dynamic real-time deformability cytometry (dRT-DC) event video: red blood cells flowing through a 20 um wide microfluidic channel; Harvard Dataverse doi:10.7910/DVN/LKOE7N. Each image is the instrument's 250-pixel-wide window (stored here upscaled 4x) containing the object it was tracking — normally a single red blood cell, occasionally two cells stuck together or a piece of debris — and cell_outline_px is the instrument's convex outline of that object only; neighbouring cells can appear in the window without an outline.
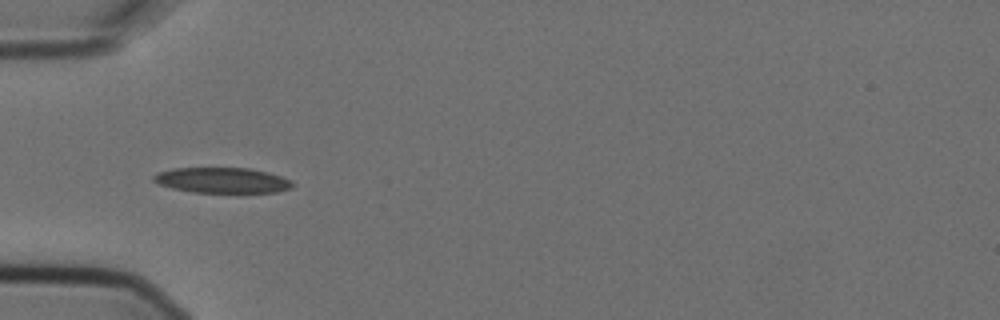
{"species": "Egyptian fruit bat (a non-hibernating species)", "species_latin": "Rousettus aegyptiacus", "temperature_condition": "cold", "stored_images_in_passage": 6, "camera_frame_rate_fps": 3000, "um_per_image_px": 0.085, "animal": {"sex": "female"}, "frame": {"image": 1, "passage_image": 4, "time_ms": 1.0, "image_size_px": [1000, 320], "cell_outline_px": [[296, 184], [292, 188], [276, 192], [192, 192], [172, 188], [160, 184], [152, 180], [152, 176], [156, 172], [172, 168], [248, 168], [268, 172], [292, 180]], "centroid_in_image_um": [18.89, 15.32], "position_along_channel_um": 66.1, "area_um2": 20.69}}
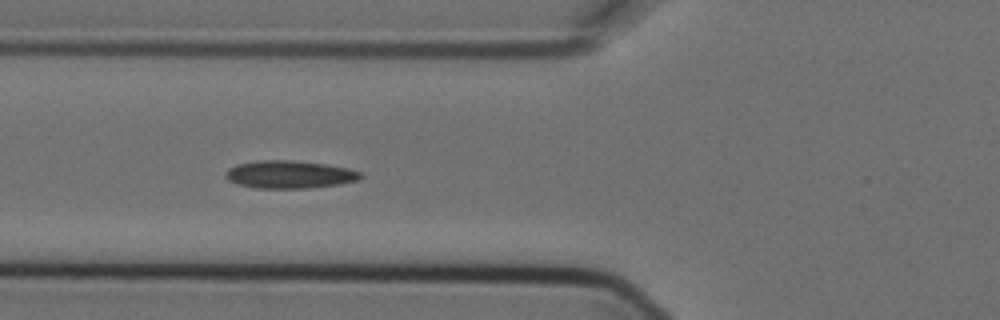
{"frame": {"image": 2, "passage_image": 5, "time_ms": 1.333, "image_size_px": [1000, 320], "cell_outline_px": [[364, 176], [356, 180], [340, 184], [308, 188], [252, 188], [236, 184], [228, 180], [224, 176], [224, 172], [228, 168], [236, 164], [256, 160], [292, 160], [328, 164], [348, 168], [360, 172]], "centroid_in_image_um": [24.55, 14.82], "position_along_channel_um": 101.2, "area_um2": 22.14}}
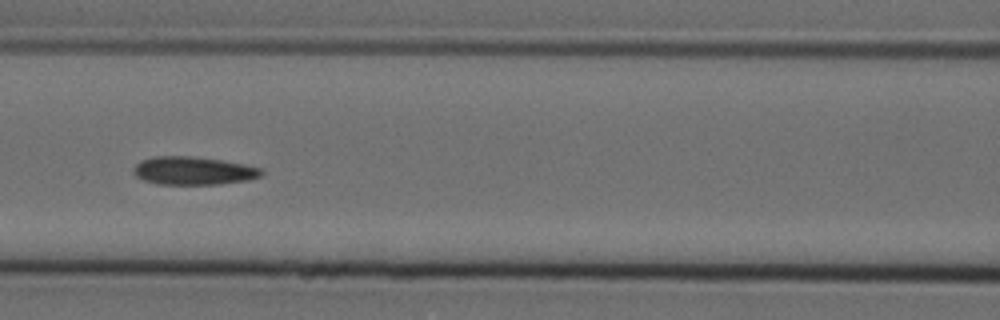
{"frame": {"image": 3, "passage_image": 6, "time_ms": 1.667, "image_size_px": [1000, 320], "cell_outline_px": [[264, 172], [260, 176], [248, 180], [220, 184], [156, 184], [144, 180], [136, 176], [132, 172], [132, 168], [140, 160], [152, 156], [192, 156], [220, 160], [244, 164], [260, 168]], "centroid_in_image_um": [16.39, 14.51], "position_along_channel_um": 150.2, "area_um2": 21.04}}